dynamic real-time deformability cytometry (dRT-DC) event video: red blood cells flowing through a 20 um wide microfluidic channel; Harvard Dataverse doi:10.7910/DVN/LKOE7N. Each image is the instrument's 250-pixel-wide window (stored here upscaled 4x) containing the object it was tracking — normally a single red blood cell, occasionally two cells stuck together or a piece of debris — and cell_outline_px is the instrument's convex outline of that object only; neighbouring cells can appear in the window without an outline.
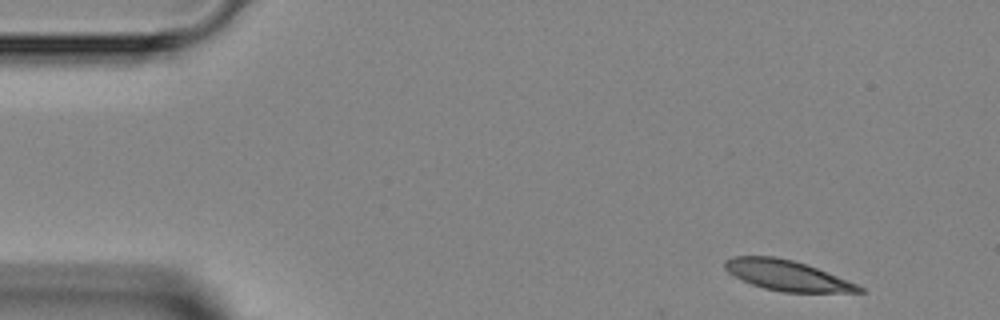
{"species": "Egyptian fruit bat (a non-hibernating species)", "species_latin": "Rousettus aegyptiacus", "temperature_condition": "room temperature", "stored_images_in_passage": 4, "camera_frame_rate_fps": 3000, "um_per_image_px": 0.085, "animal": {"sex": "female"}, "frame": {"image": 1, "passage_image": 1, "time_ms": 0.0, "image_size_px": [1000, 320], "cell_outline_px": [[864, 292], [784, 292], [764, 288], [752, 284], [728, 272], [724, 268], [724, 260], [732, 256], [772, 256], [792, 260], [816, 268], [856, 284], [864, 288]], "centroid_in_image_um": [66.85, 23.4], "position_along_channel_um": 18.1, "area_um2": 23.24}}